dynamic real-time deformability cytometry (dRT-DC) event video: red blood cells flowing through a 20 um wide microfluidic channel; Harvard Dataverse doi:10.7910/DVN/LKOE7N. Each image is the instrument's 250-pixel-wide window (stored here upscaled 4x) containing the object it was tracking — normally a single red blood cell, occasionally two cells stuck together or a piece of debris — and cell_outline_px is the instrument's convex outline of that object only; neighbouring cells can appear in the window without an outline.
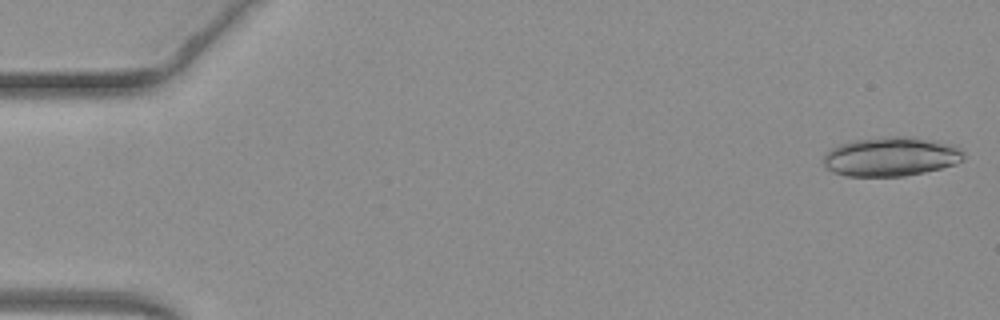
{"species": "common noctule bat (a hibernating species)", "species_latin": "Nyctalus noctula", "temperature_condition": "warm", "stored_images_in_passage": 17, "camera_frame_rate_fps": 3000, "um_per_image_px": 0.085, "animal": {"sex": "female", "body_mass_g": 19.3, "forearm_length_mm": 54.1}, "frame": {"image": 1, "passage_image": 1, "time_ms": 0.0, "image_size_px": [1000, 320], "cell_outline_px": [[964, 160], [956, 164], [924, 172], [904, 176], [844, 176], [832, 172], [824, 164], [824, 156], [832, 148], [840, 144], [856, 140], [892, 136], [896, 136], [928, 140], [960, 148], [964, 152]], "centroid_in_image_um": [75.71, 13.34], "position_along_channel_um": 9.3, "area_um2": 31.44}}